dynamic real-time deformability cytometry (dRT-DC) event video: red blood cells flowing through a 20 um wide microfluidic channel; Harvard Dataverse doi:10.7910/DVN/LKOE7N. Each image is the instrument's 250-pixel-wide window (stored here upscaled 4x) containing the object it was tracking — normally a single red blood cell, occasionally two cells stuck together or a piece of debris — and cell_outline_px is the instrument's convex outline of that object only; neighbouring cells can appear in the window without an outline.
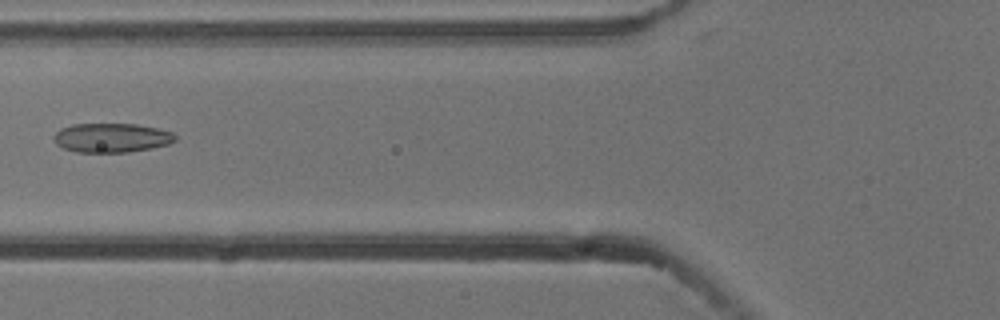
{"species": "common noctule bat (a hibernating species)", "species_latin": "Nyctalus noctula", "temperature_condition": "cold", "stored_images_in_passage": 4, "camera_frame_rate_fps": 3000, "um_per_image_px": 0.085, "animal": {"sex": "male", "body_mass_g": 13.3}, "frame": {"image": 1, "passage_image": 3, "time_ms": 0.667, "image_size_px": [1000, 320], "cell_outline_px": [[176, 140], [168, 144], [152, 148], [128, 152], [76, 152], [64, 148], [56, 144], [52, 140], [52, 136], [60, 128], [72, 124], [136, 124], [156, 128], [172, 132], [176, 136]], "centroid_in_image_um": [9.45, 11.71], "position_along_channel_um": 116.4, "area_um2": 20.75}}